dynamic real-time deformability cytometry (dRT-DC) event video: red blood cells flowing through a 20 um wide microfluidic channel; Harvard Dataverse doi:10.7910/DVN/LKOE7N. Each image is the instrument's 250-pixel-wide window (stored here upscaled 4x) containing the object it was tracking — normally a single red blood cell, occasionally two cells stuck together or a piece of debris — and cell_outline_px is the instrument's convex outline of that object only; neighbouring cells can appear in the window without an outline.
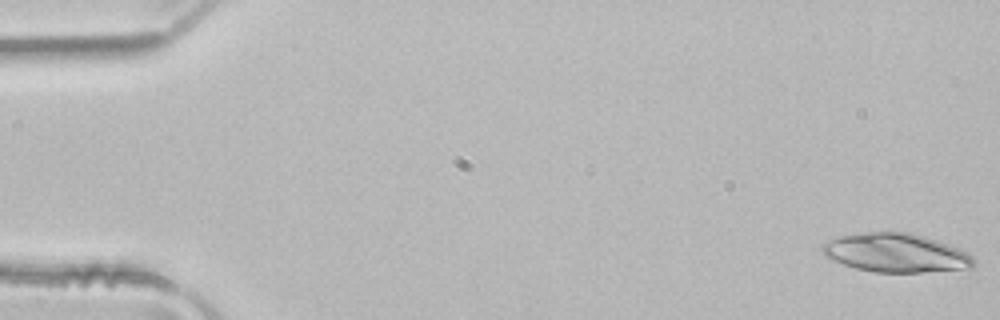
{"species": "common noctule bat (a hibernating species)", "species_latin": "Nyctalus noctula", "temperature_condition": "room temperature", "stored_images_in_passage": 50, "camera_frame_rate_fps": 3000, "um_per_image_px": 0.085, "animal": {"sex": "male", "body_mass_g": 21.5, "forearm_length_mm": 52.0}, "frame": {"image": 1, "passage_image": 1, "time_ms": 0.0, "image_size_px": [1000, 320], "cell_outline_px": [[976, 264], [972, 268], [920, 272], [872, 272], [856, 268], [832, 260], [824, 256], [820, 248], [820, 244], [828, 240], [840, 236], [864, 232], [912, 232], [960, 248], [968, 252], [976, 260]], "centroid_in_image_um": [76.15, 21.49], "position_along_channel_um": 8.9, "area_um2": 34.51}}